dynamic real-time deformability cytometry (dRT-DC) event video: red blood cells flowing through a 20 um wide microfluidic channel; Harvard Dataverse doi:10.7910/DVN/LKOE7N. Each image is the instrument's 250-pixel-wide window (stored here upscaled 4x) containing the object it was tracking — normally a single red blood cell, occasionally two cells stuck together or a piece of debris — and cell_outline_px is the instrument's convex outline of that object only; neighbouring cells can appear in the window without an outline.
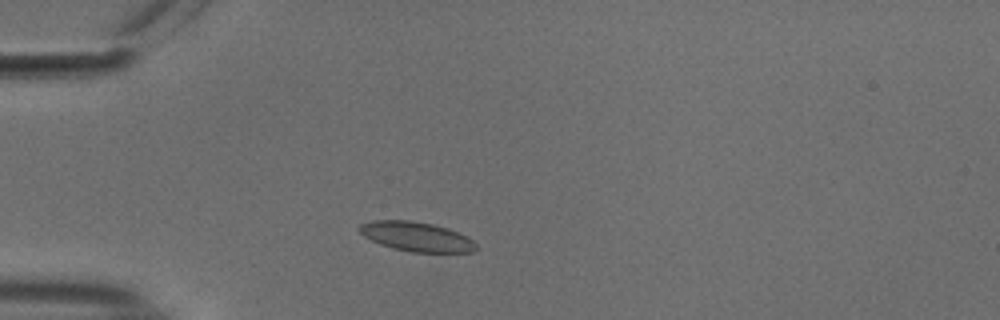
{"species": "common noctule bat (a hibernating species)", "species_latin": "Nyctalus noctula", "temperature_condition": "cold", "stored_images_in_passage": 40, "camera_frame_rate_fps": 3000, "um_per_image_px": 0.085, "animal": {"sex": "male", "body_mass_g": 18.8}, "frame": {"image": 1, "passage_image": 1, "time_ms": 0.0, "image_size_px": [1000, 320], "cell_outline_px": [[476, 248], [472, 252], [412, 252], [392, 248], [380, 244], [364, 236], [360, 232], [360, 224], [372, 220], [412, 220], [432, 224], [448, 228], [472, 240], [476, 244]], "centroid_in_image_um": [35.37, 20.11], "position_along_channel_um": 49.6, "area_um2": 19.83}}
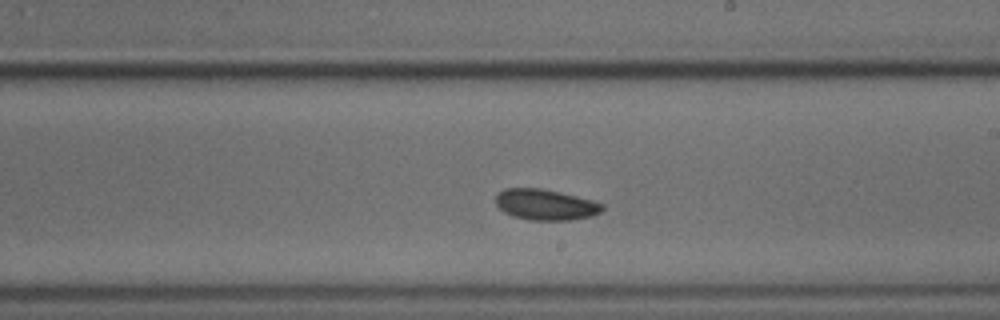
{"frame": {"image": 2, "passage_image": 18, "time_ms": 5.667, "image_size_px": [1000, 320], "cell_outline_px": [[604, 208], [600, 212], [592, 216], [572, 220], [528, 220], [512, 216], [504, 212], [496, 204], [496, 192], [504, 188], [540, 188], [560, 192], [592, 200], [604, 204]], "centroid_in_image_um": [46.35, 17.39], "position_along_channel_um": 242.6, "area_um2": 19.31}}
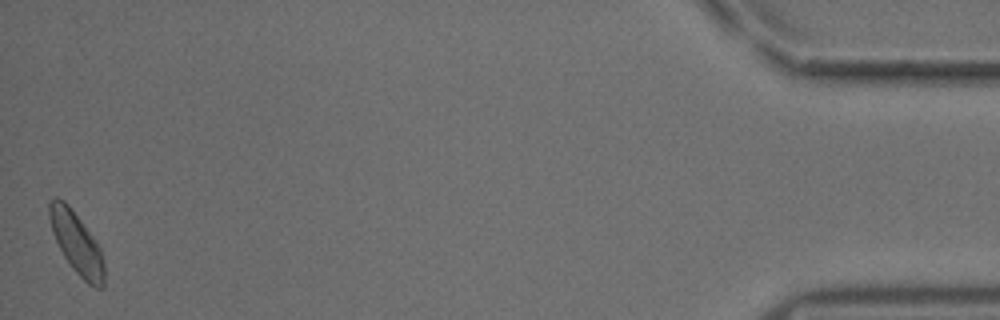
{"frame": {"image": 3, "passage_image": 40, "time_ms": 13.0, "image_size_px": [1000, 320], "cell_outline_px": [[104, 288], [96, 288], [88, 284], [72, 268], [64, 256], [52, 232], [48, 216], [48, 204], [56, 196], [64, 200], [68, 204], [92, 236], [100, 248], [104, 264]], "centroid_in_image_um": [6.5, 20.66], "position_along_channel_um": 428.7, "area_um2": 19.48}, "authors_computed_cell_mechanics": {"area_um2": 18.9006, "velocity_mm_per_s": 3.7092, "shape_relaxation_time_tau1_ms": 2.5773, "shape_relaxation_time_tau2_ms": null, "deformation_change_tau1": 0.0451, "deformation_change_tau2": null}}